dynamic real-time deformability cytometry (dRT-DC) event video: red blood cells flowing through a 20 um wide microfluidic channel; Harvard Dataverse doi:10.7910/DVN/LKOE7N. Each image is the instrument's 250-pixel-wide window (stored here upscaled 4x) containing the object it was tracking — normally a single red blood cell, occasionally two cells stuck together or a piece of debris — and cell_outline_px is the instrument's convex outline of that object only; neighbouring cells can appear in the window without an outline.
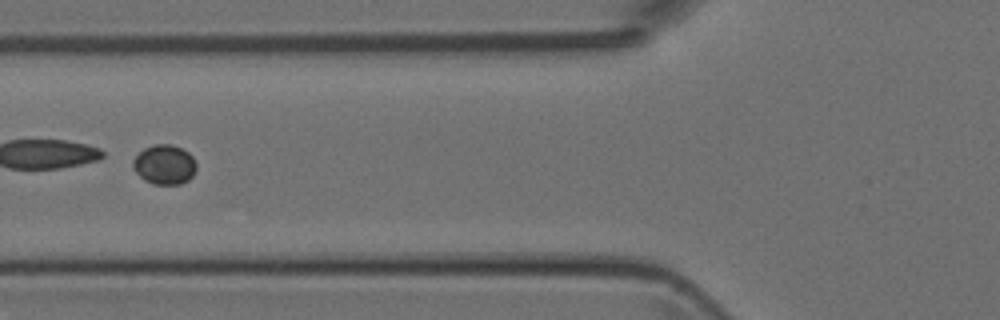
{"species": "Egyptian fruit bat (a non-hibernating species)", "species_latin": "Rousettus aegyptiacus", "temperature_condition": "room temperature", "stored_images_in_passage": 28, "camera_frame_rate_fps": 3000, "um_per_image_px": 0.085, "animal": {"sex": "female"}, "frame": {"image": 1, "passage_image": 20, "time_ms": 6.333, "image_size_px": [1000, 320], "cell_outline_px": [[196, 172], [188, 180], [180, 184], [152, 184], [144, 180], [132, 168], [132, 160], [144, 148], [152, 144], [172, 144], [188, 152], [192, 156], [196, 164]], "centroid_in_image_um": [13.97, 13.99], "position_along_channel_um": 111.8, "area_um2": 14.74}}
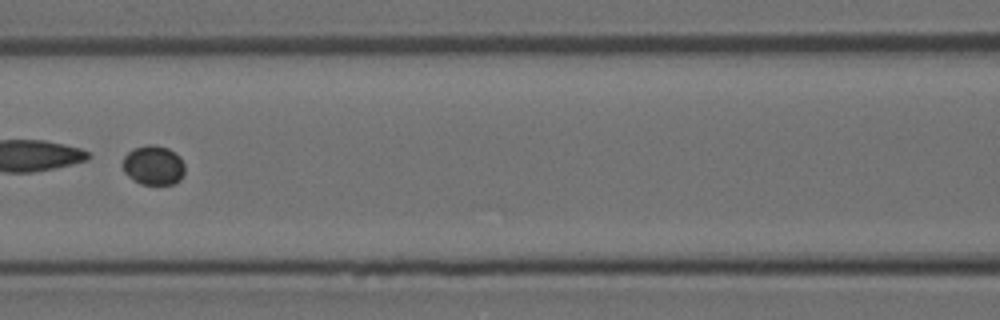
{"frame": {"image": 2, "passage_image": 23, "time_ms": 7.333, "image_size_px": [1000, 320], "cell_outline_px": [[184, 172], [180, 180], [172, 184], [140, 184], [128, 176], [124, 172], [124, 156], [132, 148], [148, 144], [152, 144], [168, 148], [180, 156], [184, 164]], "centroid_in_image_um": [13.05, 14.04], "position_along_channel_um": 153.6, "area_um2": 14.28}}